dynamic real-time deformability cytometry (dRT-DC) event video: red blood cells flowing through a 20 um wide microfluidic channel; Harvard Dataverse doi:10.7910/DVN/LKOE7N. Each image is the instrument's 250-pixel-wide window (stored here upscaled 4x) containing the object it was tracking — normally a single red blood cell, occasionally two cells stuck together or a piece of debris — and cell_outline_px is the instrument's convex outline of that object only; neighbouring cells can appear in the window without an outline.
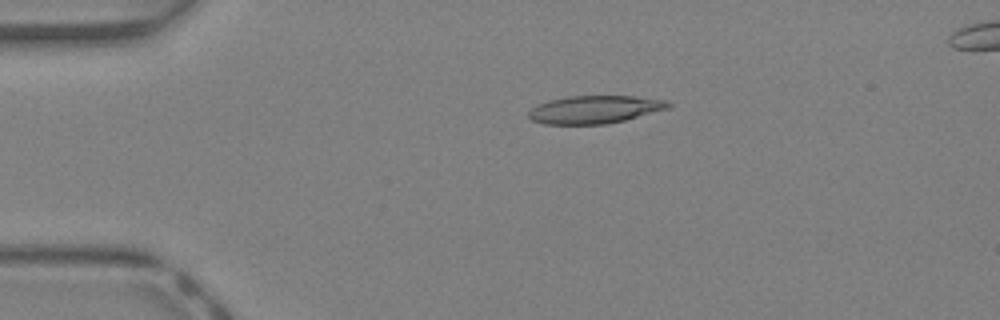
{"species": "Egyptian fruit bat (a non-hibernating species)", "species_latin": "Rousettus aegyptiacus", "temperature_condition": "warm", "stored_images_in_passage": 33, "camera_frame_rate_fps": 3000, "um_per_image_px": 0.085, "animal": {"sex": "female"}, "frame": {"image": 1, "passage_image": 1, "time_ms": 0.0, "image_size_px": [1000, 320], "cell_outline_px": [[672, 108], [624, 120], [604, 124], [544, 124], [532, 120], [528, 116], [528, 112], [532, 108], [548, 100], [568, 96], [632, 96], [668, 100], [672, 104]], "centroid_in_image_um": [50.6, 9.3], "position_along_channel_um": 34.4, "area_um2": 22.72}}
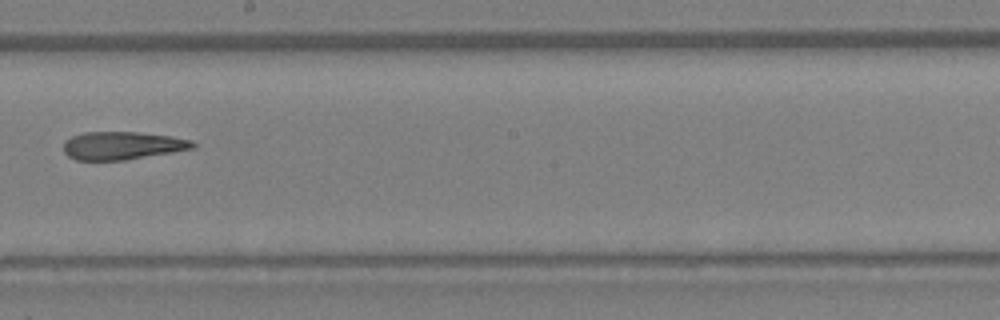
{"frame": {"image": 2, "passage_image": 16, "time_ms": 5.0, "image_size_px": [1000, 320], "cell_outline_px": [[196, 148], [124, 160], [76, 160], [68, 156], [64, 152], [64, 140], [72, 136], [84, 132], [136, 132], [172, 136], [192, 140], [196, 144]], "centroid_in_image_um": [10.4, 12.37], "position_along_channel_um": 237.8, "area_um2": 21.1}}
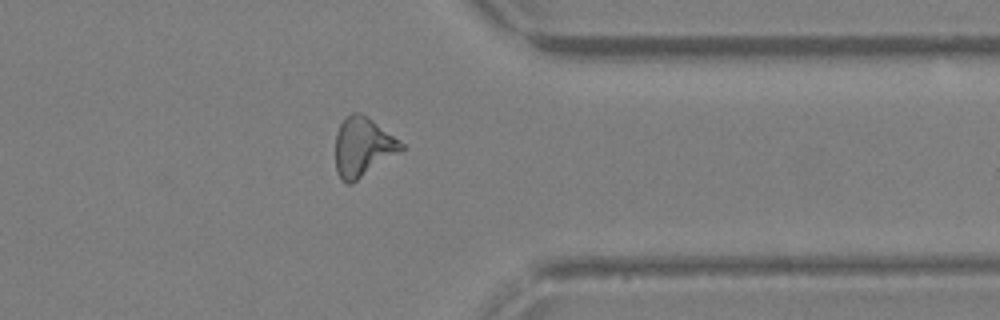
{"frame": {"image": 3, "passage_image": 25, "time_ms": 8.0, "image_size_px": [1000, 320], "cell_outline_px": [[404, 148], [400, 152], [352, 184], [344, 184], [340, 180], [336, 172], [336, 132], [340, 124], [352, 112], [360, 112], [372, 120], [404, 144]], "centroid_in_image_um": [30.81, 12.53], "position_along_channel_um": 380.6, "area_um2": 22.6}, "authors_computed_cell_mechanics": {"area_um2": 22.253, "velocity_mm_per_s": 4.9938, "shape_relaxation_time_tau1_ms": null, "shape_relaxation_time_tau2_ms": 4.676, "deformation_change_tau1": null, "deformation_change_tau2": 0.1995}}